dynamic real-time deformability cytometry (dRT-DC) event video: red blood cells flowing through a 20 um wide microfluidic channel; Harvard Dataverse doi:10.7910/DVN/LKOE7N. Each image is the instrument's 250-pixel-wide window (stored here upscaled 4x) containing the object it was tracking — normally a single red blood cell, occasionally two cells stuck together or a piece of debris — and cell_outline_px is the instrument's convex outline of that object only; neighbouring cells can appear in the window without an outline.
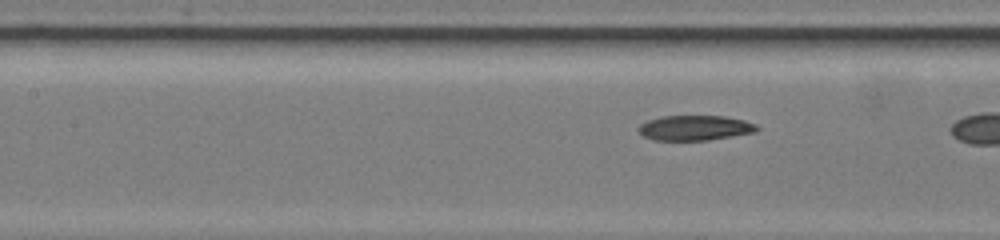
{"species": "common noctule bat (a hibernating species)", "species_latin": "Nyctalus noctula", "temperature_condition": "warm", "stored_images_in_passage": 8, "segment_of_instrument_passage": [2, 2], "camera_frame_rate_fps": 3000, "um_per_image_px": 0.085, "animal": {"sex": "female", "body_mass_g": 19.5, "forearm_length_mm": 54.1}, "frame": {"image": 1, "passage_image": 5, "time_ms": 1.0, "image_size_px": [1000, 240], "cell_outline_px": [[760, 128], [756, 132], [708, 140], [652, 140], [644, 136], [636, 128], [640, 124], [648, 120], [664, 116], [724, 116], [744, 120], [756, 124]], "centroid_in_image_um": [59.07, 10.87], "position_along_channel_um": 148.3, "area_um2": 17.28}}